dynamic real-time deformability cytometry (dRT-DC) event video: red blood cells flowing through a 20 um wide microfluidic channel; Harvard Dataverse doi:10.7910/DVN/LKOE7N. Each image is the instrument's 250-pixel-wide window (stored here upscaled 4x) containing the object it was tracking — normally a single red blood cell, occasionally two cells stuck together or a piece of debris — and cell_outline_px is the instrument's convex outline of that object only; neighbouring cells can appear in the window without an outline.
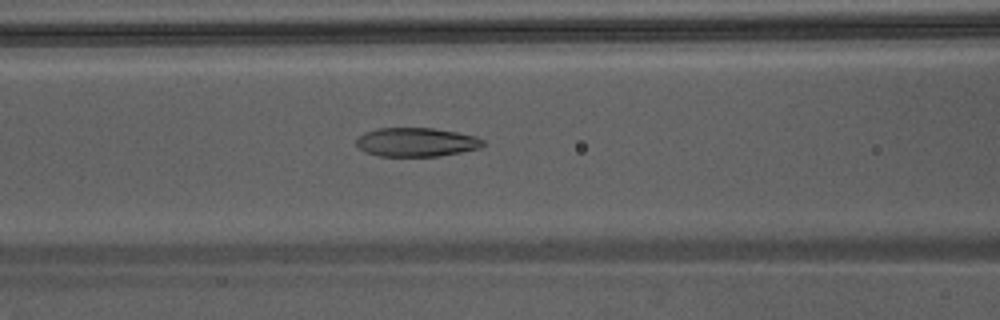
{"species": "Egyptian fruit bat (a non-hibernating species)", "species_latin": "Rousettus aegyptiacus", "temperature_condition": "warm", "stored_images_in_passage": 47, "camera_frame_rate_fps": 3000, "um_per_image_px": 0.085, "animal": {"sex": "male"}, "frame": {"image": 1, "passage_image": 22, "time_ms": 7.0, "image_size_px": [1000, 320], "cell_outline_px": [[484, 144], [480, 148], [440, 156], [380, 156], [364, 152], [356, 144], [356, 140], [364, 132], [380, 128], [432, 128], [456, 132], [476, 136], [484, 140]], "centroid_in_image_um": [35.39, 12.08], "position_along_channel_um": 131.2, "area_um2": 21.27}}
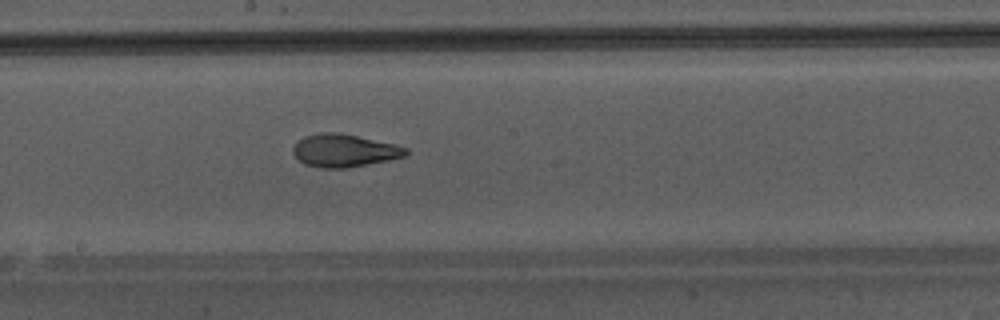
{"frame": {"image": 2, "passage_image": 28, "time_ms": 9.0, "image_size_px": [1000, 320], "cell_outline_px": [[408, 156], [348, 168], [320, 168], [304, 164], [292, 152], [292, 148], [304, 136], [324, 132], [336, 132], [396, 144], [408, 148]], "centroid_in_image_um": [29.29, 12.81], "position_along_channel_um": 218.9, "area_um2": 21.5}}
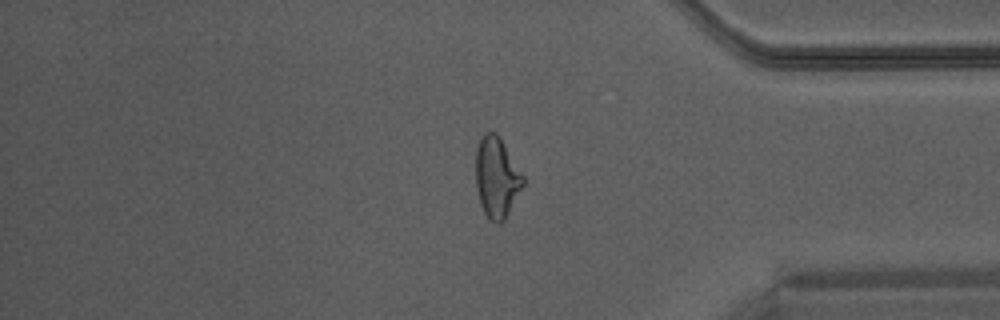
{"frame": {"image": 3, "passage_image": 41, "time_ms": 13.333, "image_size_px": [1000, 320], "cell_outline_px": [[524, 184], [504, 220], [496, 224], [484, 212], [480, 204], [476, 188], [476, 148], [484, 132], [496, 132], [500, 136], [524, 176]], "centroid_in_image_um": [42.21, 15.04], "position_along_channel_um": 393.0, "area_um2": 22.14}}